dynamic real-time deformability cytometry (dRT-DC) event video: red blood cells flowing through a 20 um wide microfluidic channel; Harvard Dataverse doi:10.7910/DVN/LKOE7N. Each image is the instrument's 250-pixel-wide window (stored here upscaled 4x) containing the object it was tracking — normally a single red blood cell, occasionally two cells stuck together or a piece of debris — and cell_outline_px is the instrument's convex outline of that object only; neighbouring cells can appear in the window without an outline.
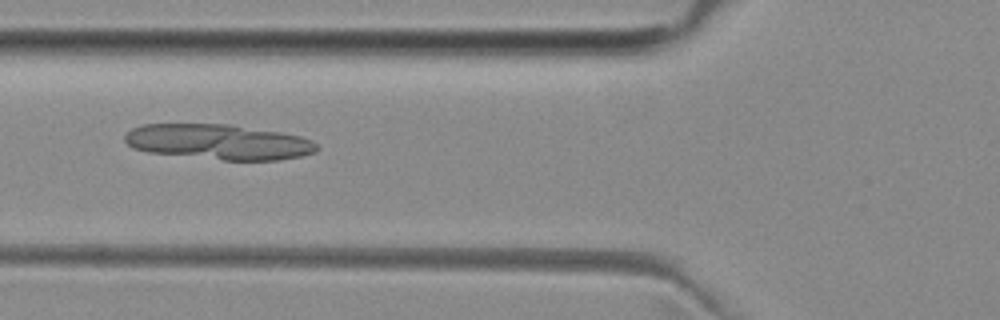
{"species": "common noctule bat (a hibernating species)", "species_latin": "Nyctalus noctula", "temperature_condition": "room temperature", "stored_images_in_passage": 37, "camera_frame_rate_fps": 3000, "um_per_image_px": 0.085, "animal": {"sex": "female", "body_mass_g": 29.2, "forearm_length_mm": 56.3}, "frame": {"image": 1, "passage_image": 5, "time_ms": 1.333, "image_size_px": [1000, 320], "cell_outline_px": [[320, 148], [316, 152], [300, 156], [280, 160], [224, 160], [148, 152], [132, 148], [124, 140], [124, 136], [132, 128], [140, 124], [228, 124], [280, 132], [300, 136], [312, 140]], "centroid_in_image_um": [18.58, 12.06], "position_along_channel_um": 107.2, "area_um2": 39.54}}
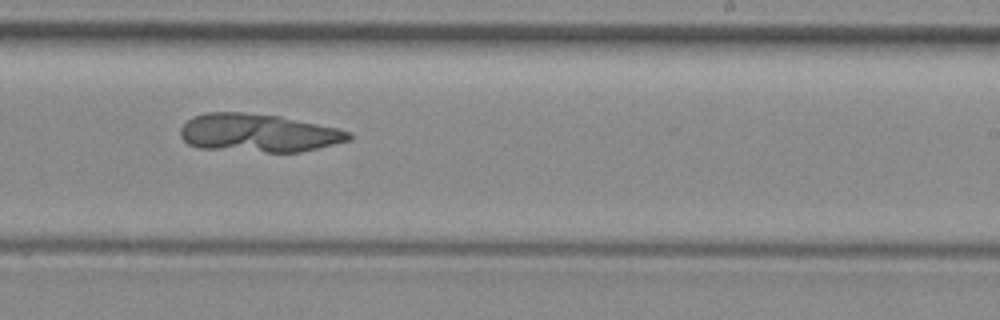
{"frame": {"image": 2, "passage_image": 17, "time_ms": 5.333, "image_size_px": [1000, 320], "cell_outline_px": [[352, 140], [300, 152], [264, 152], [200, 148], [188, 144], [180, 136], [180, 128], [192, 116], [208, 112], [244, 112], [280, 116], [336, 128], [352, 132]], "centroid_in_image_um": [21.96, 11.3], "position_along_channel_um": 267.0, "area_um2": 37.57}}
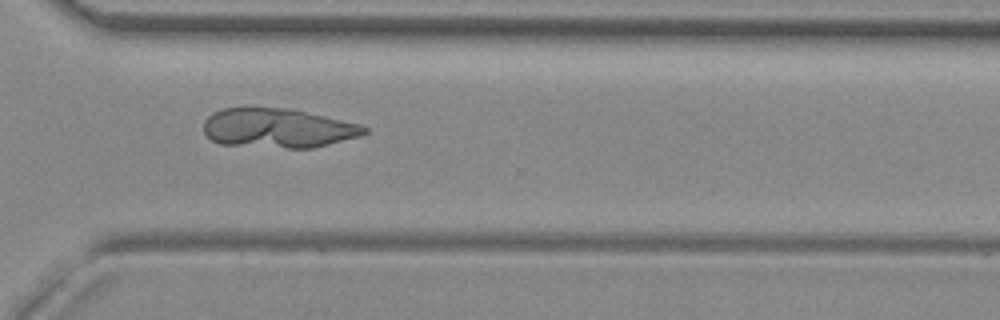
{"frame": {"image": 3, "passage_image": 23, "time_ms": 7.333, "image_size_px": [1000, 320], "cell_outline_px": [[368, 132], [360, 136], [312, 148], [288, 148], [220, 144], [212, 140], [204, 132], [204, 120], [212, 112], [224, 108], [248, 104], [292, 108], [360, 124], [368, 128]], "centroid_in_image_um": [23.57, 10.84], "position_along_channel_um": 347.0, "area_um2": 37.86}}